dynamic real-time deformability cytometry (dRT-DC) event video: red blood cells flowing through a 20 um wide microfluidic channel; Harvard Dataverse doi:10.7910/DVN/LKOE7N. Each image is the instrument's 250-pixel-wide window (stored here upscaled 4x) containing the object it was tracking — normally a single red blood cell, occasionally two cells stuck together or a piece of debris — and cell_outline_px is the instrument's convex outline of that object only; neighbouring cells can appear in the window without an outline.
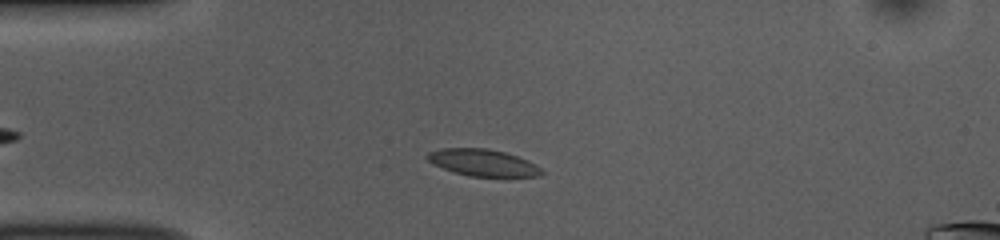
{"species": "common noctule bat (a hibernating species)", "species_latin": "Nyctalus noctula", "temperature_condition": "room temperature", "stored_images_in_passage": 44, "camera_frame_rate_fps": 3000, "um_per_image_px": 0.085, "animal": {"sex": "female", "body_mass_g": 10.0, "forearm_length_mm": 53.1}, "frame": {"image": 1, "passage_image": 8, "time_ms": 2.333, "image_size_px": [1000, 240], "cell_outline_px": [[544, 172], [540, 176], [468, 176], [432, 164], [424, 156], [428, 152], [440, 148], [488, 148], [504, 152], [528, 160], [536, 164]], "centroid_in_image_um": [41.02, 13.81], "position_along_channel_um": 44.0, "area_um2": 17.8}}
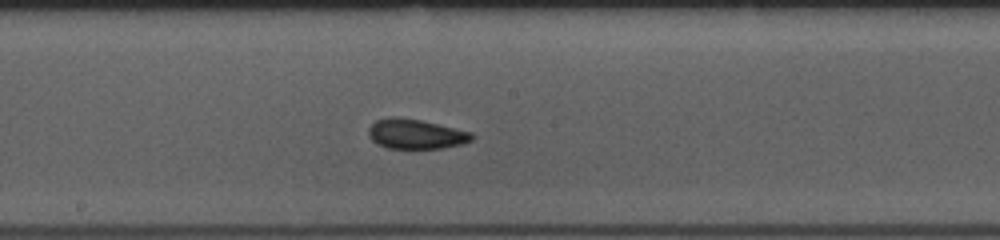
{"frame": {"image": 2, "passage_image": 23, "time_ms": 7.333, "image_size_px": [1000, 240], "cell_outline_px": [[476, 136], [472, 140], [464, 144], [440, 148], [388, 148], [372, 140], [368, 136], [368, 128], [376, 120], [392, 116], [396, 116], [420, 120], [472, 132]], "centroid_in_image_um": [35.36, 11.38], "position_along_channel_um": 212.8, "area_um2": 17.92}}
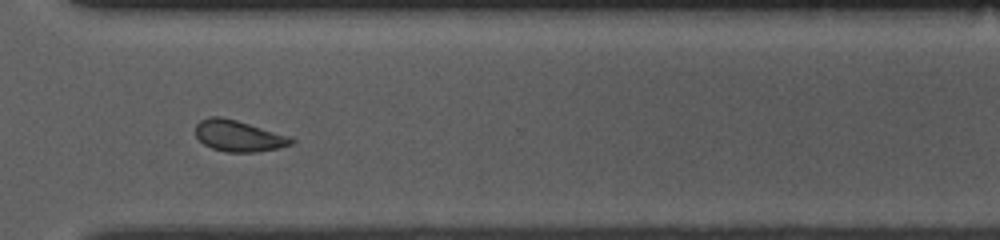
{"frame": {"image": 3, "passage_image": 34, "time_ms": 11.0, "image_size_px": [1000, 240], "cell_outline_px": [[296, 140], [292, 144], [280, 148], [256, 152], [224, 152], [212, 148], [204, 144], [196, 136], [196, 124], [200, 120], [208, 116], [220, 116], [236, 120], [292, 136]], "centroid_in_image_um": [20.31, 11.55], "position_along_channel_um": 350.3, "area_um2": 17.63}, "authors_computed_cell_mechanics": {"area_um2": 18.2359, "velocity_mm_per_s": 3.7514, "shape_relaxation_time_tau1_ms": null, "shape_relaxation_time_tau2_ms": 3.2514, "deformation_change_tau1": null, "deformation_change_tau2": 0.0998}}